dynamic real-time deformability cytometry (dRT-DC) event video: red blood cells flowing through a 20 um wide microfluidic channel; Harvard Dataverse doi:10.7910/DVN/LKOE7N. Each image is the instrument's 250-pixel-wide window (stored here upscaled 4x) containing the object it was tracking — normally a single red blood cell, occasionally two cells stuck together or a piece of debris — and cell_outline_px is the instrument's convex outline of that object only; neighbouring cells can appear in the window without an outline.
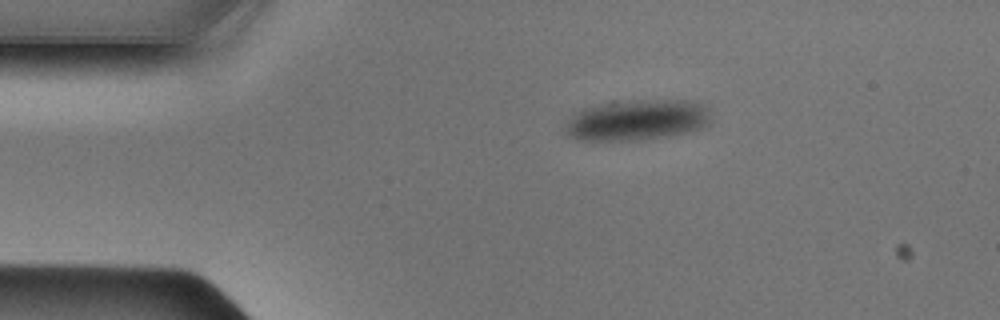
{"species": "Egyptian fruit bat (a non-hibernating species)", "species_latin": "Rousettus aegyptiacus", "temperature_condition": "cold", "stored_images_in_passage": 41, "camera_frame_rate_fps": 3000, "um_per_image_px": 0.085, "animal": {"sex": "male"}, "frame": {"image": 1, "passage_image": 1, "time_ms": 0.0, "image_size_px": [1000, 320], "cell_outline_px": [[712, 116], [708, 124], [700, 128], [688, 132], [668, 136], [644, 140], [580, 140], [568, 136], [564, 132], [568, 120], [580, 108], [612, 100], [692, 100], [704, 104]], "centroid_in_image_um": [54.14, 10.18], "position_along_channel_um": 30.9, "area_um2": 35.32}}
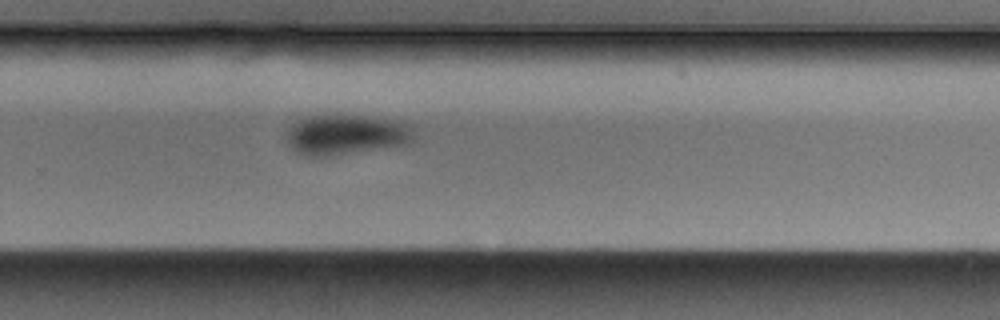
{"frame": {"image": 2, "passage_image": 24, "time_ms": 7.667, "image_size_px": [1000, 320], "cell_outline_px": [[412, 144], [332, 156], [304, 156], [296, 152], [288, 144], [288, 132], [292, 124], [308, 116], [376, 116], [400, 120], [412, 124]], "centroid_in_image_um": [29.5, 11.46], "position_along_channel_um": 300.3, "area_um2": 30.11}}
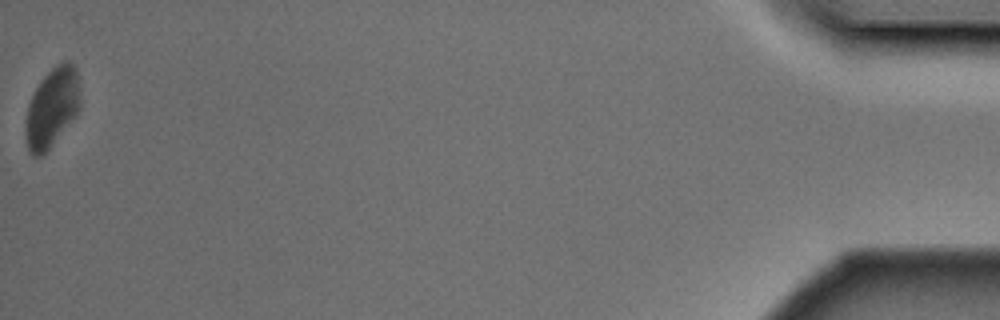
{"frame": {"image": 3, "passage_image": 41, "time_ms": 13.333, "image_size_px": [1000, 320], "cell_outline_px": [[80, 108], [44, 156], [36, 156], [28, 148], [24, 132], [24, 128], [28, 104], [40, 80], [56, 64], [68, 60], [76, 68], [80, 92]], "centroid_in_image_um": [4.41, 9.14], "position_along_channel_um": 430.8, "area_um2": 25.14}}